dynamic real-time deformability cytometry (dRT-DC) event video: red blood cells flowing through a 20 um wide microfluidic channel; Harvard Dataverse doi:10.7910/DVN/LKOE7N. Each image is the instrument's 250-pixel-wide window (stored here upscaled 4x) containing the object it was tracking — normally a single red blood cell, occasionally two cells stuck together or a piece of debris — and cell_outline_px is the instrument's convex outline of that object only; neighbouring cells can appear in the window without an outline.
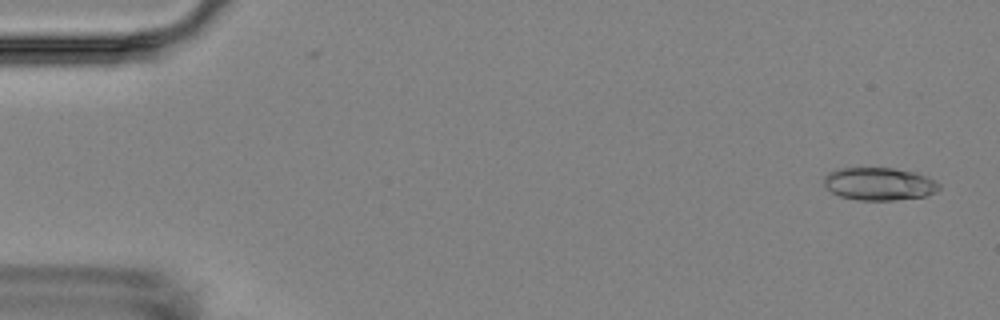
{"species": "Egyptian fruit bat (a non-hibernating species)", "species_latin": "Rousettus aegyptiacus", "temperature_condition": "room temperature", "stored_images_in_passage": 6, "camera_frame_rate_fps": 3000, "um_per_image_px": 0.085, "animal": {"sex": "female"}, "frame": {"image": 1, "passage_image": 1, "time_ms": 0.0, "image_size_px": [1000, 320], "cell_outline_px": [[940, 188], [936, 192], [924, 196], [892, 200], [860, 200], [840, 196], [832, 192], [824, 184], [824, 176], [828, 172], [840, 168], [892, 168], [916, 172], [940, 184]], "centroid_in_image_um": [74.71, 15.62], "position_along_channel_um": 10.3, "area_um2": 21.79}}
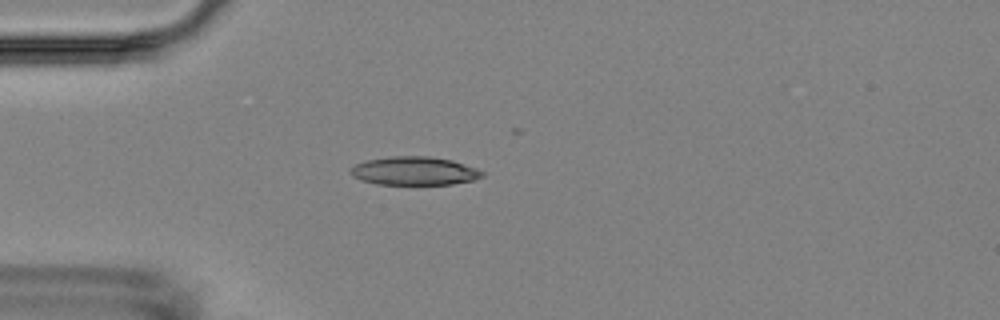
{"frame": {"image": 2, "passage_image": 4, "time_ms": 4.333, "image_size_px": [1000, 320], "cell_outline_px": [[484, 176], [472, 180], [452, 184], [376, 184], [360, 180], [352, 176], [348, 172], [356, 164], [368, 160], [392, 156], [428, 156], [452, 160], [476, 168], [484, 172]], "centroid_in_image_um": [35.21, 14.53], "position_along_channel_um": 49.8, "area_um2": 21.73}}